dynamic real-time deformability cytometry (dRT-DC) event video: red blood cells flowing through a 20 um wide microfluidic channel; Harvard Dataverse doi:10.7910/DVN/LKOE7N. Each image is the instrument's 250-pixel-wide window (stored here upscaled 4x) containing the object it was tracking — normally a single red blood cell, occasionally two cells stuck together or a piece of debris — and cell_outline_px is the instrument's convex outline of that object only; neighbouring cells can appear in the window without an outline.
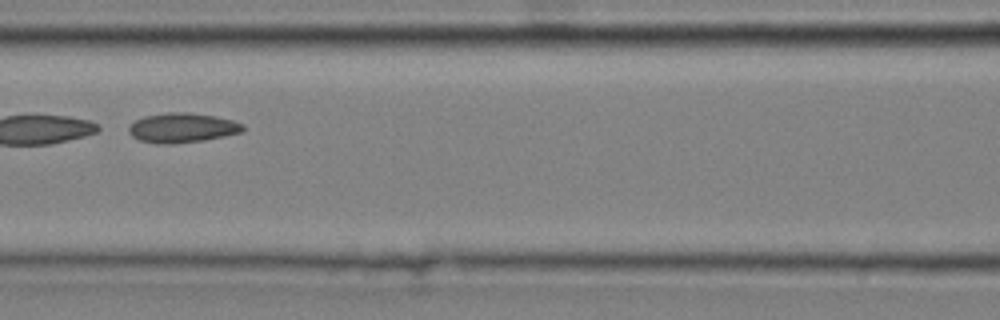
{"species": "common noctule bat (a hibernating species)", "species_latin": "Nyctalus noctula", "temperature_condition": "cold", "stored_images_in_passage": 6, "camera_frame_rate_fps": 3000, "um_per_image_px": 0.085, "animal": {"sex": "male", "body_mass_g": 20.4}, "frame": {"image": 1, "passage_image": 6, "time_ms": 1.667, "image_size_px": [1000, 320], "cell_outline_px": [[244, 132], [204, 140], [172, 144], [156, 144], [140, 140], [132, 136], [128, 132], [128, 128], [136, 120], [144, 116], [168, 112], [188, 112], [216, 116], [232, 120], [244, 124]], "centroid_in_image_um": [15.51, 10.86], "position_along_channel_um": 151.1, "area_um2": 19.83}}